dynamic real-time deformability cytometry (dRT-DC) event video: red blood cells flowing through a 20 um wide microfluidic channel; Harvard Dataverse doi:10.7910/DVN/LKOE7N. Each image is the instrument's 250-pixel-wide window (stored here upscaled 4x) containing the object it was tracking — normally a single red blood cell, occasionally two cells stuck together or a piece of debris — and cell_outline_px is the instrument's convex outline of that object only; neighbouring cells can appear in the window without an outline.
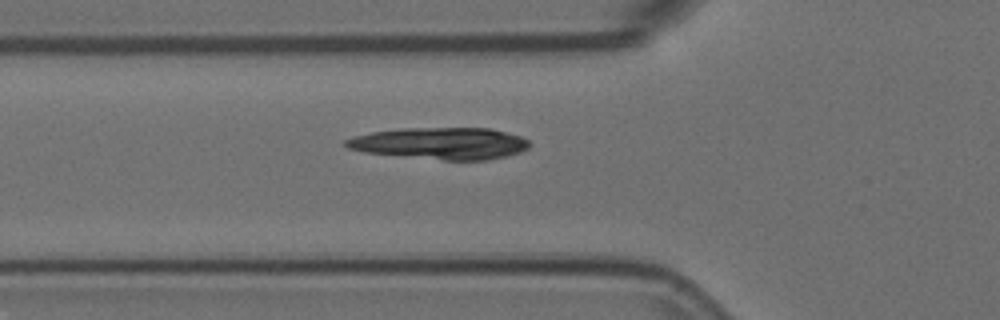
{"species": "Egyptian fruit bat (a non-hibernating species)", "species_latin": "Rousettus aegyptiacus", "temperature_condition": "room temperature", "stored_images_in_passage": 6, "camera_frame_rate_fps": 3000, "um_per_image_px": 0.085, "animal": {"sex": "female"}, "frame": {"image": 1, "passage_image": 6, "time_ms": 1.667, "image_size_px": [1000, 320], "cell_outline_px": [[528, 148], [520, 152], [504, 156], [484, 160], [444, 160], [364, 152], [348, 148], [344, 144], [344, 140], [356, 136], [372, 132], [400, 128], [488, 128], [520, 136], [528, 140]], "centroid_in_image_um": [37.42, 12.18], "position_along_channel_um": 88.4, "area_um2": 33.64}}